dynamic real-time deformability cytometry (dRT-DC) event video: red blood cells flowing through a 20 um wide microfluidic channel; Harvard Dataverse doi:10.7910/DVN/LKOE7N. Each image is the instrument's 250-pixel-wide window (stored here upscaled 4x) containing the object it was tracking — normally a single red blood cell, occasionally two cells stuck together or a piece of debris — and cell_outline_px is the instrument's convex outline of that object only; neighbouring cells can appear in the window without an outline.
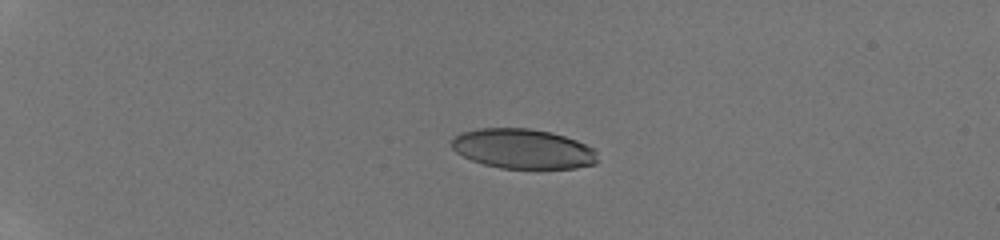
{"species": "human", "species_latin": "Homo sapiens", "temperature_condition": "room temperature", "stored_images_in_passage": 38, "camera_frame_rate_fps": 3000, "um_per_image_px": 0.085, "donor": {"sex": "male"}, "frame": {"image": 1, "passage_image": 1, "time_ms": 0.0, "image_size_px": [1000, 240], "cell_outline_px": [[596, 164], [576, 168], [500, 168], [484, 164], [472, 160], [456, 152], [452, 148], [452, 140], [460, 132], [480, 128], [528, 128], [552, 132], [576, 140], [592, 148], [596, 152]], "centroid_in_image_um": [44.44, 12.64], "position_along_channel_um": 40.6, "area_um2": 33.7}}
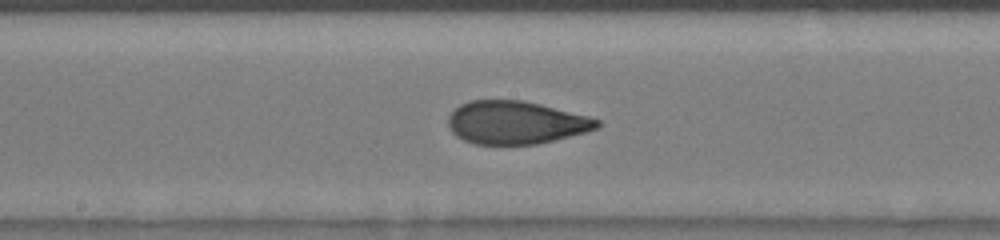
{"frame": {"image": 2, "passage_image": 18, "time_ms": 5.667, "image_size_px": [1000, 240], "cell_outline_px": [[600, 128], [536, 144], [476, 144], [464, 140], [456, 136], [448, 128], [448, 116], [460, 104], [468, 100], [524, 100], [588, 116], [600, 120]], "centroid_in_image_um": [43.81, 10.41], "position_along_channel_um": 204.4, "area_um2": 37.17}}
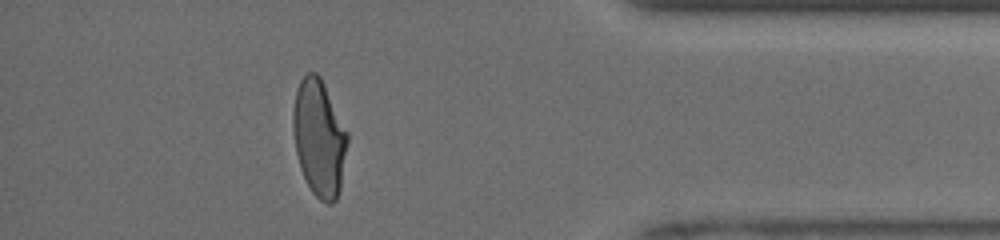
{"frame": {"image": 3, "passage_image": 34, "time_ms": 11.0, "image_size_px": [1000, 240], "cell_outline_px": [[348, 140], [340, 188], [336, 200], [332, 204], [328, 204], [320, 200], [312, 192], [300, 168], [296, 152], [292, 128], [292, 112], [296, 92], [300, 80], [308, 72], [316, 72], [320, 76], [348, 132]], "centroid_in_image_um": [27.12, 11.72], "position_along_channel_um": 408.1, "area_um2": 36.93}, "authors_computed_cell_mechanics": {"area_um2": 37.3966, "velocity_mm_per_s": 4.263, "shape_relaxation_time_tau1_ms": 5.0393, "shape_relaxation_time_tau2_ms": 0.9491, "deformation_change_tau1": 0.2012, "deformation_change_tau2": 0.0712}}